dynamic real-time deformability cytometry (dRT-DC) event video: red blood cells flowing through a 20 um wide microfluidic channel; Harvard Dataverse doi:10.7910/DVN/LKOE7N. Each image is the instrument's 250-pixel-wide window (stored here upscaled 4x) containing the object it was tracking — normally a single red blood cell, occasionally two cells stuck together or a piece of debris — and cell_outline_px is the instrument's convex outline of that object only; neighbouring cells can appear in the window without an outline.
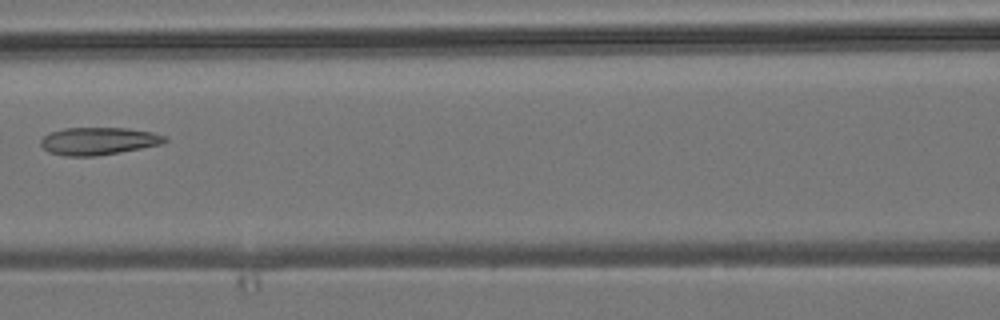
{"species": "common noctule bat (a hibernating species)", "species_latin": "Nyctalus noctula", "temperature_condition": "room temperature", "stored_images_in_passage": 7, "camera_frame_rate_fps": 3000, "um_per_image_px": 0.085, "animal": {"sex": "male", "body_mass_g": 19.2, "forearm_length_mm": 51.8}, "frame": {"image": 1, "passage_image": 7, "time_ms": 7.333, "image_size_px": [1000, 320], "cell_outline_px": [[168, 140], [160, 144], [120, 152], [96, 156], [64, 156], [48, 152], [40, 144], [40, 140], [44, 136], [52, 132], [64, 128], [128, 128], [152, 132], [168, 136]], "centroid_in_image_um": [8.37, 11.99], "position_along_channel_um": 158.2, "area_um2": 19.88}}